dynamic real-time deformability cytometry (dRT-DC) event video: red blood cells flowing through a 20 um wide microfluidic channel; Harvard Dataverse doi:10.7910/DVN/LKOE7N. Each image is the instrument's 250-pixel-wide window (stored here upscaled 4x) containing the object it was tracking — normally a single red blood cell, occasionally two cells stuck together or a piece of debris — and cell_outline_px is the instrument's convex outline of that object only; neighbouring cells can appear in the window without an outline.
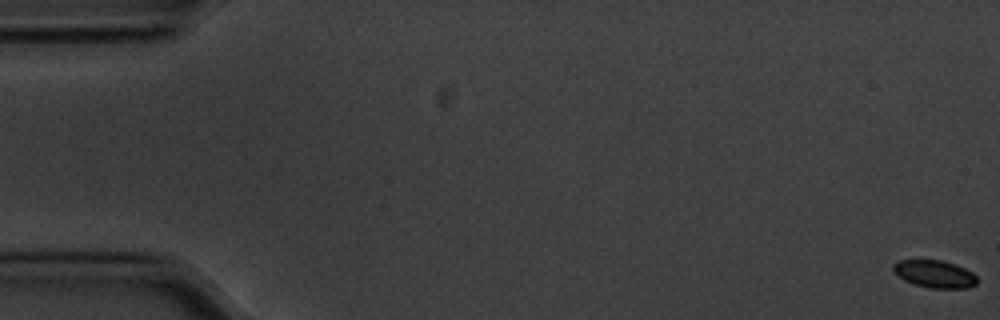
{"species": "common noctule bat (a hibernating species)", "species_latin": "Nyctalus noctula", "temperature_condition": "cold", "stored_images_in_passage": 58, "camera_frame_rate_fps": 3000, "um_per_image_px": 0.085, "animal": {"sex": "male", "body_mass_g": 20.1, "forearm_length_mm": 53.5}, "frame": {"image": 1, "passage_image": 1, "time_ms": 0.0, "image_size_px": [1000, 320], "cell_outline_px": [[976, 284], [968, 288], [932, 288], [916, 284], [904, 280], [892, 268], [892, 264], [900, 260], [940, 260], [964, 268], [972, 272], [976, 276]], "centroid_in_image_um": [79.45, 23.29], "position_along_channel_um": 5.6, "area_um2": 13.12}}
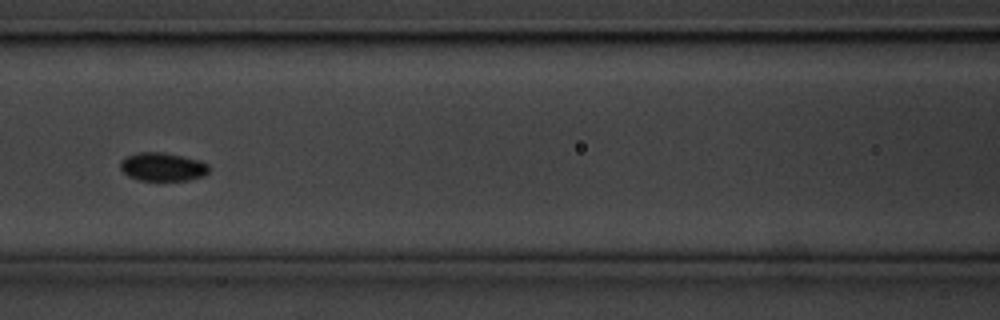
{"frame": {"image": 2, "passage_image": 26, "time_ms": 8.333, "image_size_px": [1000, 320], "cell_outline_px": [[208, 172], [204, 176], [188, 180], [140, 180], [128, 176], [120, 168], [120, 160], [128, 156], [140, 152], [164, 152], [200, 160], [208, 164]], "centroid_in_image_um": [13.83, 14.18], "position_along_channel_um": 152.8, "area_um2": 14.62}}
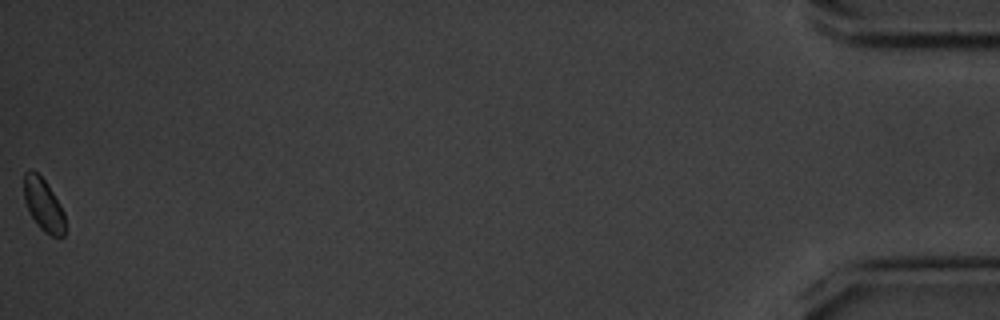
{"frame": {"image": 3, "passage_image": 58, "time_ms": 19.0, "image_size_px": [1000, 320], "cell_outline_px": [[64, 236], [52, 236], [44, 232], [36, 224], [24, 200], [24, 172], [32, 168], [44, 180], [60, 204], [64, 212]], "centroid_in_image_um": [3.67, 17.39], "position_along_channel_um": 431.5, "area_um2": 12.43}}